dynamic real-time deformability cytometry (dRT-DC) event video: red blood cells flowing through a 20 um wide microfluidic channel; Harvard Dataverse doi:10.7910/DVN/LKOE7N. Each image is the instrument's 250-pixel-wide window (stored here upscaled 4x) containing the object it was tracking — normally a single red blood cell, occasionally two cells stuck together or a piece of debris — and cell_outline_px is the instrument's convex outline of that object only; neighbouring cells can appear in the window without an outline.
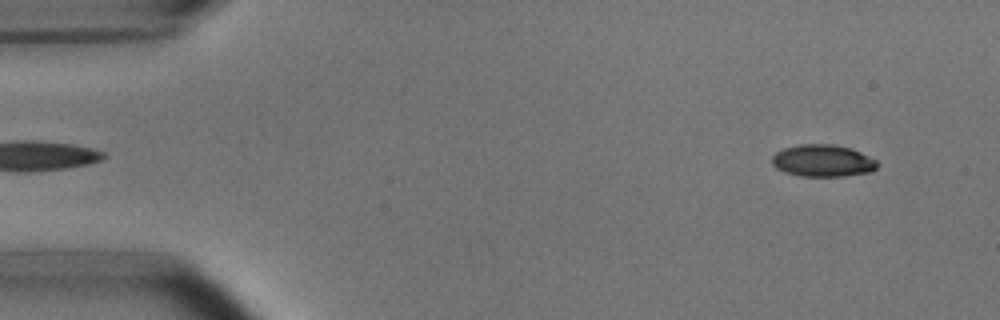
{"species": "common noctule bat (a hibernating species)", "species_latin": "Nyctalus noctula", "temperature_condition": "room temperature", "stored_images_in_passage": 3, "camera_frame_rate_fps": 3000, "um_per_image_px": 0.085, "animal": {"sex": "male", "body_mass_g": 15.6}, "frame": {"image": 1, "passage_image": 1, "time_ms": 0.0, "image_size_px": [1000, 320], "cell_outline_px": [[876, 168], [872, 172], [844, 176], [800, 176], [784, 172], [776, 168], [772, 164], [772, 156], [776, 152], [784, 148], [800, 144], [832, 144], [852, 148], [876, 160]], "centroid_in_image_um": [69.92, 13.66], "position_along_channel_um": 15.1, "area_um2": 19.71}}